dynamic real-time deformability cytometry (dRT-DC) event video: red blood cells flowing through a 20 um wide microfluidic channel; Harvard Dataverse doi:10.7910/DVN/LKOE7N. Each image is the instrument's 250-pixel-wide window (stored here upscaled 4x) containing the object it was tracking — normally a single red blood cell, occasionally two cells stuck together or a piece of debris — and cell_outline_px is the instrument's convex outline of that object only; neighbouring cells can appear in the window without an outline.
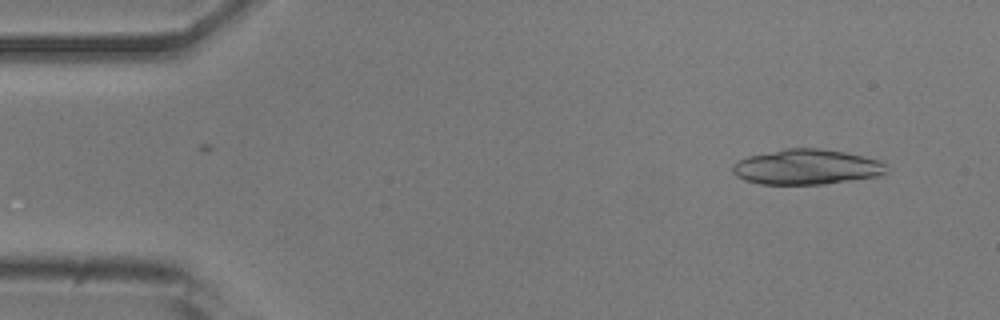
{"species": "common noctule bat (a hibernating species)", "species_latin": "Nyctalus noctula", "temperature_condition": "room temperature", "stored_images_in_passage": 5, "camera_frame_rate_fps": 3000, "um_per_image_px": 0.085, "animal": {"sex": "male", "body_mass_g": 20.5, "forearm_length_mm": 52.5}, "frame": {"image": 1, "passage_image": 1, "time_ms": 0.0, "image_size_px": [1000, 320], "cell_outline_px": [[888, 172], [880, 176], [824, 184], [760, 184], [744, 180], [736, 176], [732, 172], [732, 164], [748, 156], [784, 148], [820, 148], [844, 152], [864, 156], [876, 160], [884, 164]], "centroid_in_image_um": [68.54, 14.19], "position_along_channel_um": 16.5, "area_um2": 31.62}}